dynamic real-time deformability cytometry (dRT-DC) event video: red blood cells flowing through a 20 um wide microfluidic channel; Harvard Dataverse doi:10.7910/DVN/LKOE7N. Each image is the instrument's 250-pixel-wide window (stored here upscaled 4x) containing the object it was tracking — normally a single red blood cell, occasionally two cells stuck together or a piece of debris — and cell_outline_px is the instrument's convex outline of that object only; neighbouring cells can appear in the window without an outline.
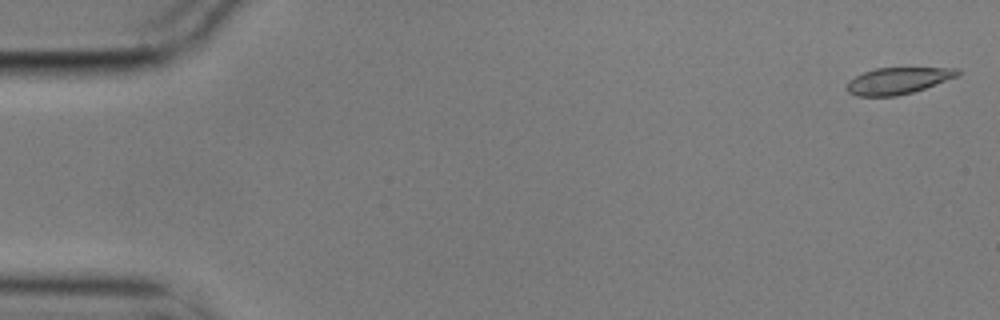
{"species": "common noctule bat (a hibernating species)", "species_latin": "Nyctalus noctula", "temperature_condition": "cold", "stored_images_in_passage": 7, "camera_frame_rate_fps": 3000, "um_per_image_px": 0.085, "animal": {"sex": "male", "body_mass_g": 17.9}, "frame": {"image": 1, "passage_image": 1, "time_ms": 0.0, "image_size_px": [1000, 320], "cell_outline_px": [[960, 72], [956, 76], [924, 88], [912, 92], [896, 96], [856, 96], [848, 92], [844, 88], [848, 80], [864, 72], [876, 68], [960, 68]], "centroid_in_image_um": [76.25, 6.86], "position_along_channel_um": 8.8, "area_um2": 16.99}}
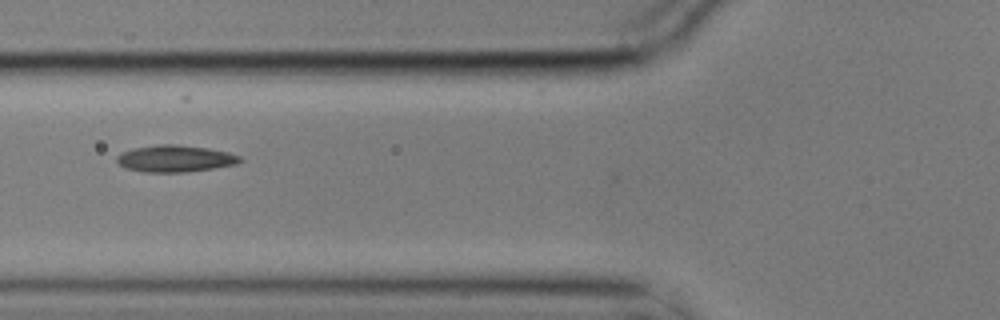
{"frame": {"image": 2, "passage_image": 6, "time_ms": 1.667, "image_size_px": [1000, 320], "cell_outline_px": [[244, 160], [236, 164], [212, 168], [184, 172], [144, 172], [124, 168], [116, 160], [116, 156], [120, 152], [132, 148], [160, 144], [176, 144], [208, 148], [228, 152], [240, 156]], "centroid_in_image_um": [14.86, 13.47], "position_along_channel_um": 110.9, "area_um2": 19.31}}
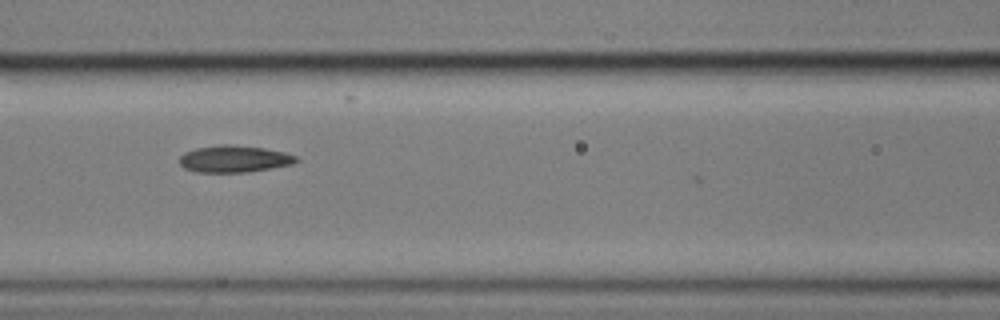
{"frame": {"image": 3, "passage_image": 7, "time_ms": 2.0, "image_size_px": [1000, 320], "cell_outline_px": [[300, 160], [292, 164], [248, 172], [196, 172], [184, 168], [180, 164], [180, 156], [184, 152], [196, 148], [220, 144], [228, 144], [264, 148], [284, 152], [296, 156]], "centroid_in_image_um": [19.89, 13.5], "position_along_channel_um": 146.7, "area_um2": 18.26}}